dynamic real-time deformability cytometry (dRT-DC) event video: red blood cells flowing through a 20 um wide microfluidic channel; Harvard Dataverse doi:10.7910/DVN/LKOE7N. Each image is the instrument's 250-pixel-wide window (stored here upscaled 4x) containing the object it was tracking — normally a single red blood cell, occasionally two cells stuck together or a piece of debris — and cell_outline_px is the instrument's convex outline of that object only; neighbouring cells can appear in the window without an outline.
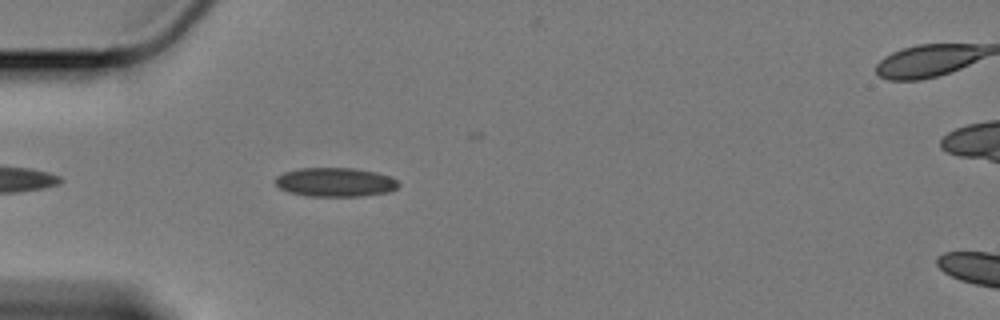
{"species": "Egyptian fruit bat (a non-hibernating species)", "species_latin": "Rousettus aegyptiacus", "temperature_condition": "cold", "stored_images_in_passage": 25, "camera_frame_rate_fps": 3000, "um_per_image_px": 0.085, "animal": {"sex": "female"}, "frame": {"image": 1, "passage_image": 5, "time_ms": 1.333, "image_size_px": [1000, 320], "cell_outline_px": [[400, 184], [396, 188], [388, 192], [360, 196], [308, 196], [288, 192], [280, 188], [276, 184], [276, 176], [284, 172], [296, 168], [356, 168], [376, 172], [388, 176], [396, 180]], "centroid_in_image_um": [28.47, 15.48], "position_along_channel_um": 56.5, "area_um2": 20.81}}
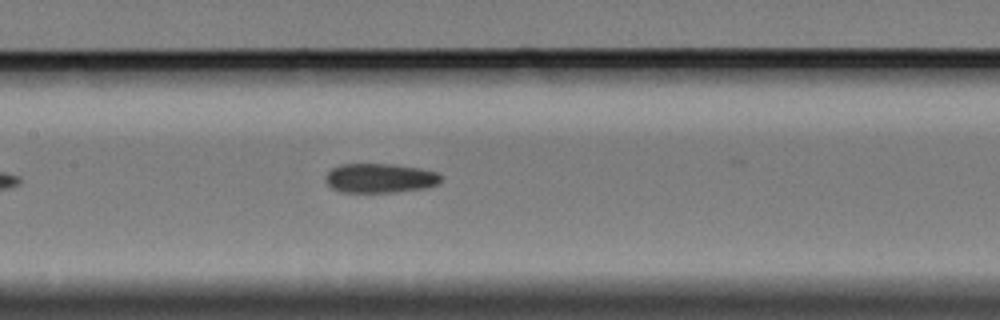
{"frame": {"image": 2, "passage_image": 16, "time_ms": 5.0, "image_size_px": [1000, 320], "cell_outline_px": [[440, 180], [436, 184], [424, 188], [396, 192], [340, 192], [332, 188], [328, 184], [328, 172], [332, 168], [340, 164], [392, 164], [420, 168], [436, 172], [440, 176]], "centroid_in_image_um": [32.29, 15.14], "position_along_channel_um": 175.1, "area_um2": 19.48}}
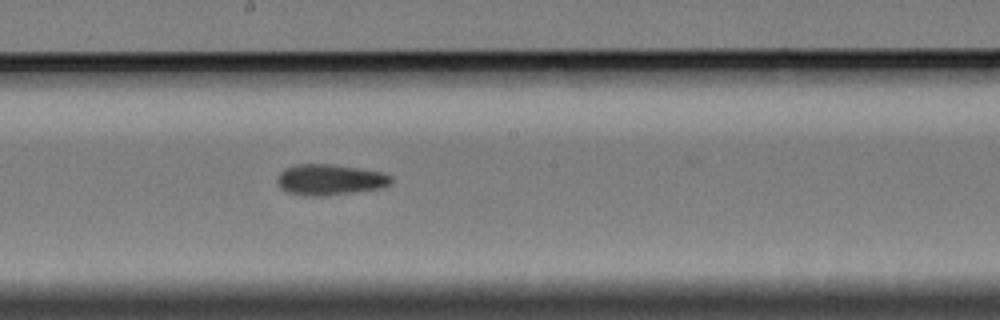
{"frame": {"image": 3, "passage_image": 20, "time_ms": 6.333, "image_size_px": [1000, 320], "cell_outline_px": [[392, 180], [388, 184], [380, 188], [352, 192], [320, 196], [304, 196], [288, 192], [280, 188], [276, 180], [280, 172], [284, 168], [296, 164], [328, 164], [360, 168], [384, 172], [392, 176]], "centroid_in_image_um": [28.01, 15.26], "position_along_channel_um": 220.2, "area_um2": 20.46}}